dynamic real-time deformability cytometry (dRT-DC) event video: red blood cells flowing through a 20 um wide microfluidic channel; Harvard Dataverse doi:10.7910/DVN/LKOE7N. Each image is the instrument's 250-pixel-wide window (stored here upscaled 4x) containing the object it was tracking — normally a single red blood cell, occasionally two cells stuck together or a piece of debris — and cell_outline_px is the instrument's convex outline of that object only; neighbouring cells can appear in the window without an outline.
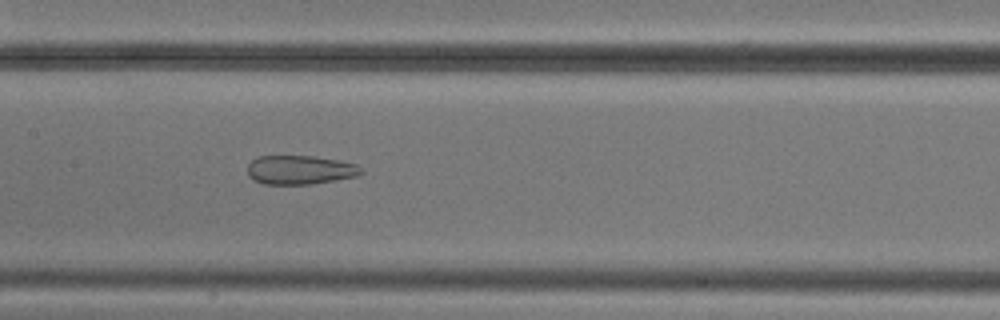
{"species": "common noctule bat (a hibernating species)", "species_latin": "Nyctalus noctula", "temperature_condition": "cold", "stored_images_in_passage": 9, "camera_frame_rate_fps": 3000, "um_per_image_px": 0.085, "animal": {"sex": "male", "body_mass_g": 20.5, "forearm_length_mm": 52.5}, "frame": {"image": 1, "passage_image": 7, "time_ms": 7.0, "image_size_px": [1000, 320], "cell_outline_px": [[364, 172], [356, 176], [336, 180], [312, 184], [264, 184], [252, 180], [248, 176], [248, 164], [252, 160], [260, 156], [312, 156], [340, 160], [356, 164]], "centroid_in_image_um": [25.49, 14.44], "position_along_channel_um": 181.9, "area_um2": 19.25}}
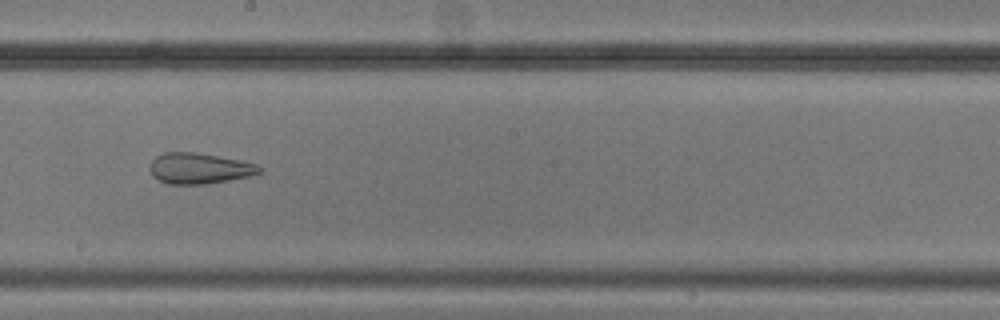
{"frame": {"image": 2, "passage_image": 8, "time_ms": 8.333, "image_size_px": [1000, 320], "cell_outline_px": [[264, 172], [252, 176], [208, 184], [168, 184], [152, 176], [148, 168], [152, 160], [156, 156], [164, 152], [192, 152], [240, 160], [256, 164], [264, 168]], "centroid_in_image_um": [16.97, 14.32], "position_along_channel_um": 231.2, "area_um2": 19.88}}
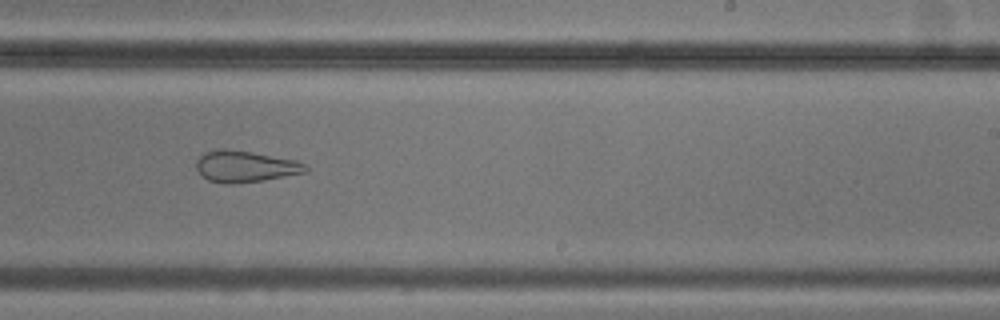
{"frame": {"image": 3, "passage_image": 9, "time_ms": 9.333, "image_size_px": [1000, 320], "cell_outline_px": [[308, 172], [264, 180], [228, 184], [224, 184], [208, 180], [196, 168], [196, 160], [204, 152], [216, 148], [228, 148], [252, 152], [296, 160], [304, 164], [308, 168]], "centroid_in_image_um": [20.83, 14.13], "position_along_channel_um": 268.2, "area_um2": 20.11}}